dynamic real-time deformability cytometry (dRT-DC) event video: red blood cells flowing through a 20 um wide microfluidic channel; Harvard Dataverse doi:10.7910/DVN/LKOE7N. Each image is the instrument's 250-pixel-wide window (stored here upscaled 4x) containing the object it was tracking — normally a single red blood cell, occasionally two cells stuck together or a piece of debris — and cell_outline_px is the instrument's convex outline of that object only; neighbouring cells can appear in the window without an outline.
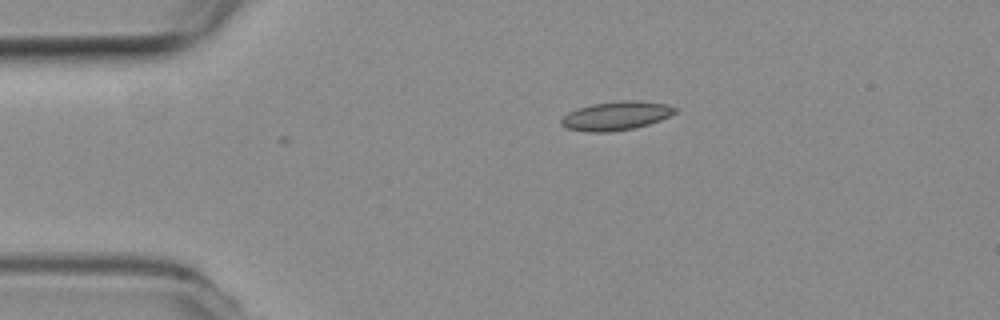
{"species": "common noctule bat (a hibernating species)", "species_latin": "Nyctalus noctula", "temperature_condition": "room temperature", "stored_images_in_passage": 4, "camera_frame_rate_fps": 3000, "um_per_image_px": 0.085, "animal": {"sex": "female", "body_mass_g": 19.3, "forearm_length_mm": 54.1}, "frame": {"image": 1, "passage_image": 4, "time_ms": 1.0, "image_size_px": [1000, 320], "cell_outline_px": [[676, 112], [660, 120], [648, 124], [632, 128], [608, 132], [588, 132], [568, 128], [560, 124], [560, 120], [568, 112], [576, 108], [592, 104], [620, 100], [636, 100], [664, 104], [676, 108]], "centroid_in_image_um": [52.32, 9.83], "position_along_channel_um": 32.7, "area_um2": 18.9}}